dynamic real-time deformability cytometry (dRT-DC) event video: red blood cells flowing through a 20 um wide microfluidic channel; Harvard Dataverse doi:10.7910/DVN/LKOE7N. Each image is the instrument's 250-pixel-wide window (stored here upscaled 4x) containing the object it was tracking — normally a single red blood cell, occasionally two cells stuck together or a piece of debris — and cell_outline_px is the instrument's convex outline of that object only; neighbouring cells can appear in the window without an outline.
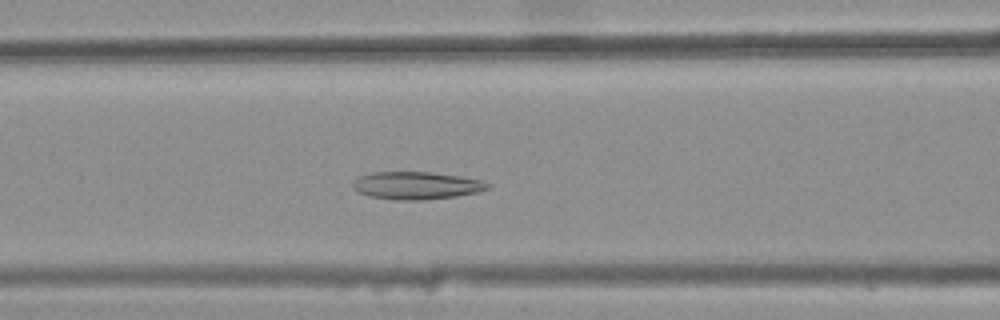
{"species": "common noctule bat (a hibernating species)", "species_latin": "Nyctalus noctula", "temperature_condition": "warm", "stored_images_in_passage": 28, "camera_frame_rate_fps": 3000, "um_per_image_px": 0.085, "animal": {"sex": "female", "body_mass_g": 25.1}, "frame": {"image": 1, "passage_image": 9, "time_ms": 2.667, "image_size_px": [1000, 320], "cell_outline_px": [[492, 184], [488, 188], [476, 192], [456, 196], [424, 200], [392, 200], [372, 196], [360, 192], [352, 184], [360, 176], [372, 172], [428, 172], [460, 176], [484, 180]], "centroid_in_image_um": [35.45, 15.76], "position_along_channel_um": 131.1, "area_um2": 21.5}}
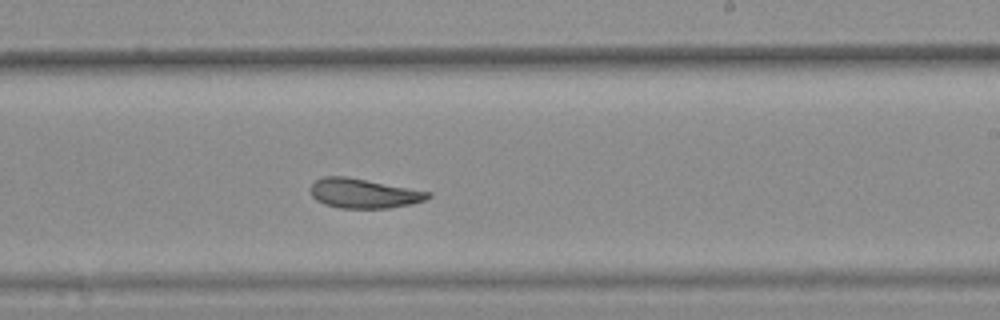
{"frame": {"image": 2, "passage_image": 19, "time_ms": 6.0, "image_size_px": [1000, 320], "cell_outline_px": [[432, 196], [424, 200], [412, 204], [388, 208], [340, 208], [324, 204], [316, 200], [312, 196], [308, 188], [316, 180], [324, 176], [348, 176], [432, 192]], "centroid_in_image_um": [30.9, 16.43], "position_along_channel_um": 258.1, "area_um2": 20.46}}
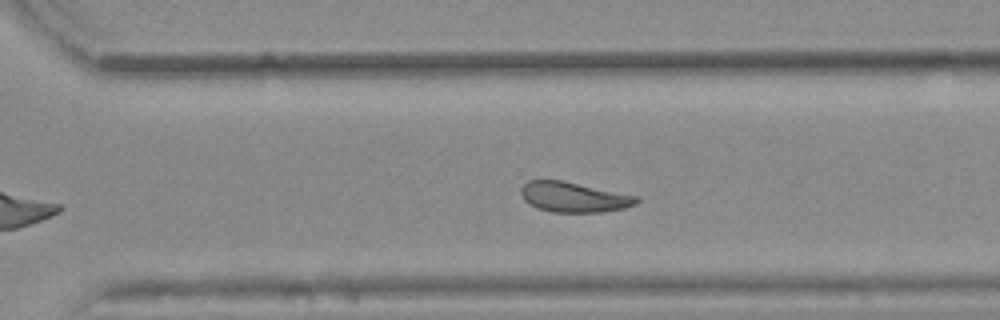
{"frame": {"image": 3, "passage_image": 24, "time_ms": 7.667, "image_size_px": [1000, 320], "cell_outline_px": [[640, 200], [636, 204], [624, 208], [604, 212], [552, 212], [536, 208], [524, 200], [520, 192], [520, 188], [528, 180], [560, 180], [640, 196]], "centroid_in_image_um": [48.79, 16.76], "position_along_channel_um": 321.8, "area_um2": 20.4}, "authors_computed_cell_mechanics": {"area_um2": 20.808, "velocity_mm_per_s": 3.816, "shape_relaxation_time_tau1_ms": null, "shape_relaxation_time_tau2_ms": 2.5332, "deformation_change_tau1": null, "deformation_change_tau2": 0.0942}}